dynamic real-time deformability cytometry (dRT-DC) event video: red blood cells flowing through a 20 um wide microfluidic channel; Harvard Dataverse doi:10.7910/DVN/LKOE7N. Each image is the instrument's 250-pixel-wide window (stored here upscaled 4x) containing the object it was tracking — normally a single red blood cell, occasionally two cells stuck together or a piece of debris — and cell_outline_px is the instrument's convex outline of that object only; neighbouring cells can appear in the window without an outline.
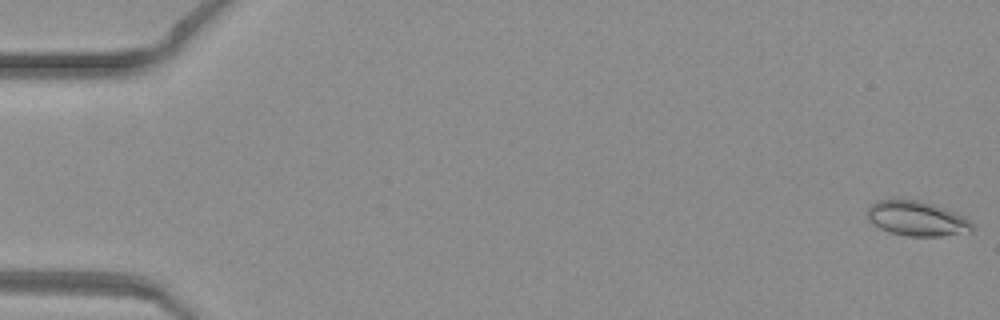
{"species": "common noctule bat (a hibernating species)", "species_latin": "Nyctalus noctula", "temperature_condition": "warm", "stored_images_in_passage": 43, "camera_frame_rate_fps": 3000, "um_per_image_px": 0.085, "animal": {"sex": "female", "body_mass_g": 19.3, "forearm_length_mm": 54.1}, "frame": {"image": 1, "passage_image": 1, "time_ms": 0.0, "image_size_px": [1000, 320], "cell_outline_px": [[972, 232], [940, 236], [908, 236], [888, 232], [872, 224], [868, 220], [868, 208], [876, 200], [920, 200], [944, 208], [964, 216], [972, 224]], "centroid_in_image_um": [77.92, 18.59], "position_along_channel_um": 7.1, "area_um2": 21.15}}
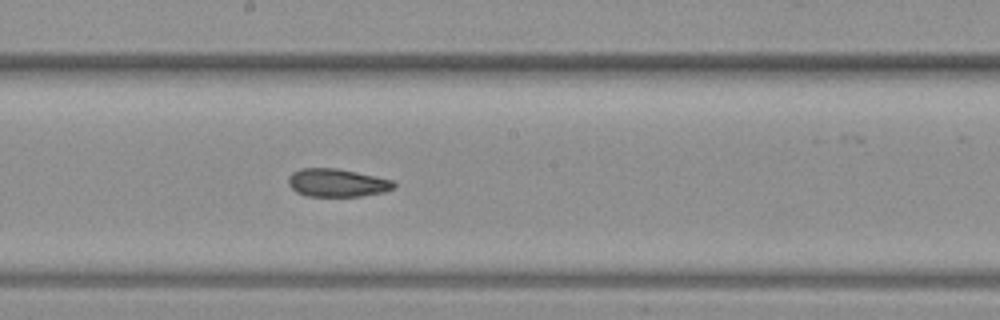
{"frame": {"image": 2, "passage_image": 27, "time_ms": 8.667, "image_size_px": [1000, 320], "cell_outline_px": [[396, 184], [392, 188], [384, 192], [360, 196], [304, 196], [296, 192], [288, 184], [288, 176], [292, 172], [300, 168], [336, 168], [376, 176], [392, 180]], "centroid_in_image_um": [28.61, 15.53], "position_along_channel_um": 219.6, "area_um2": 17.28}}
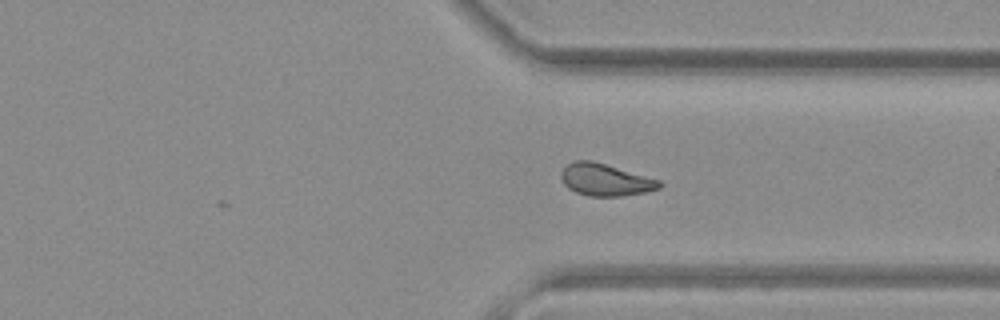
{"frame": {"image": 3, "passage_image": 37, "time_ms": 12.0, "image_size_px": [1000, 320], "cell_outline_px": [[664, 184], [660, 188], [644, 192], [624, 196], [588, 196], [576, 192], [568, 188], [564, 184], [560, 176], [560, 172], [568, 164], [576, 160], [592, 160], [660, 180]], "centroid_in_image_um": [51.45, 15.28], "position_along_channel_um": 359.9, "area_um2": 18.38}}